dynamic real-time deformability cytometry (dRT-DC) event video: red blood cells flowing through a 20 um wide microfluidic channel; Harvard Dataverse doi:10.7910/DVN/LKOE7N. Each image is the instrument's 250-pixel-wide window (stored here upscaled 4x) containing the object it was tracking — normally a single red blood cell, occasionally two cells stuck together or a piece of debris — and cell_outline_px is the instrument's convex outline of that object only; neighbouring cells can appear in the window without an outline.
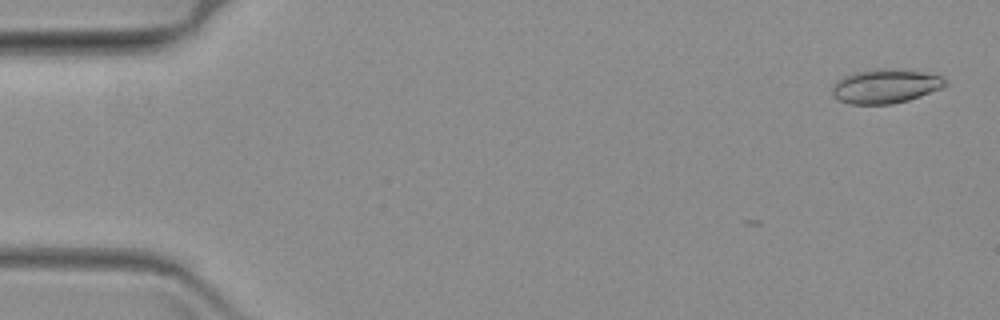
{"species": "common noctule bat (a hibernating species)", "species_latin": "Nyctalus noctula", "temperature_condition": "warm", "stored_images_in_passage": 5, "camera_frame_rate_fps": 3000, "um_per_image_px": 0.085, "animal": {"sex": "female", "body_mass_g": 19.3, "forearm_length_mm": 54.1}, "frame": {"image": 1, "passage_image": 1, "time_ms": 0.0, "image_size_px": [1000, 320], "cell_outline_px": [[948, 84], [940, 88], [920, 96], [908, 100], [892, 104], [848, 104], [832, 96], [832, 84], [836, 80], [844, 76], [860, 72], [884, 68], [920, 72], [940, 76]], "centroid_in_image_um": [75.21, 7.35], "position_along_channel_um": 9.8, "area_um2": 22.08}}